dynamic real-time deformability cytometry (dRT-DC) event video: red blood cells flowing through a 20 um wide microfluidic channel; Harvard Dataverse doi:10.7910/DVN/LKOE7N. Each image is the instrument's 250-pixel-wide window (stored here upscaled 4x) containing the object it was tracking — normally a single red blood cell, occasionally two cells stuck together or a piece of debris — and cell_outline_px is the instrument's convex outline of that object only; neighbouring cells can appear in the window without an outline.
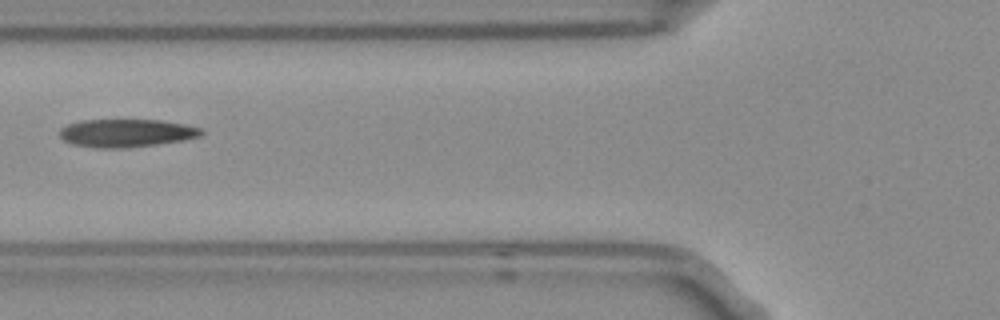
{"species": "Egyptian fruit bat (a non-hibernating species)", "species_latin": "Rousettus aegyptiacus", "temperature_condition": "room temperature", "stored_images_in_passage": 2, "camera_frame_rate_fps": 3000, "um_per_image_px": 0.085, "frame": {"image": 1, "passage_image": 2, "time_ms": 0.333, "image_size_px": [1000, 320], "cell_outline_px": [[204, 132], [200, 136], [180, 140], [156, 144], [124, 148], [96, 148], [72, 144], [64, 140], [60, 136], [60, 128], [68, 124], [80, 120], [160, 120], [184, 124], [200, 128]], "centroid_in_image_um": [10.7, 11.3], "position_along_channel_um": 115.1, "area_um2": 22.95}}